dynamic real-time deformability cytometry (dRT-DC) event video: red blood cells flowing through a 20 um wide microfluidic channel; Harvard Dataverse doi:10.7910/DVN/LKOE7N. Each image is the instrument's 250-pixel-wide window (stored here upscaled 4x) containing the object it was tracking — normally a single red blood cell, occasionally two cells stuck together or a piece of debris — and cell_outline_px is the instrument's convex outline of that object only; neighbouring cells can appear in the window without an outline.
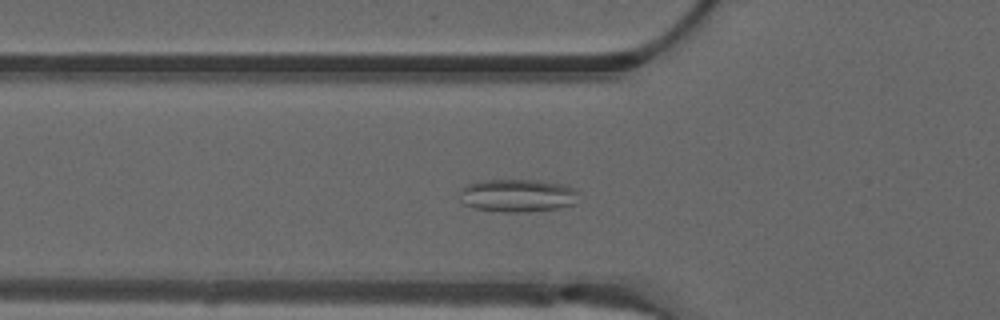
{"species": "common noctule bat (a hibernating species)", "species_latin": "Nyctalus noctula", "temperature_condition": "warm", "stored_images_in_passage": 49, "camera_frame_rate_fps": 3000, "um_per_image_px": 0.085, "animal": {"sex": "male", "forearm_length_mm": 52.5}, "frame": {"image": 1, "passage_image": 14, "time_ms": 4.333, "image_size_px": [1000, 320], "cell_outline_px": [[576, 204], [560, 208], [528, 212], [500, 212], [476, 208], [464, 204], [460, 200], [460, 188], [468, 184], [480, 180], [540, 180], [564, 184], [572, 188], [576, 192]], "centroid_in_image_um": [43.97, 16.62], "position_along_channel_um": 81.8, "area_um2": 23.0}}
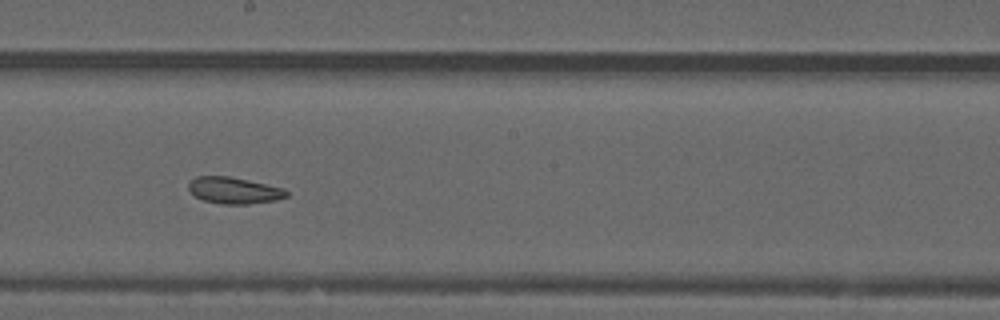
{"frame": {"image": 2, "passage_image": 25, "time_ms": 8.0, "image_size_px": [1000, 320], "cell_outline_px": [[288, 196], [276, 200], [248, 204], [220, 204], [204, 200], [196, 196], [188, 188], [188, 184], [196, 176], [228, 176], [284, 188], [288, 192]], "centroid_in_image_um": [19.9, 16.19], "position_along_channel_um": 228.3, "area_um2": 14.97}}
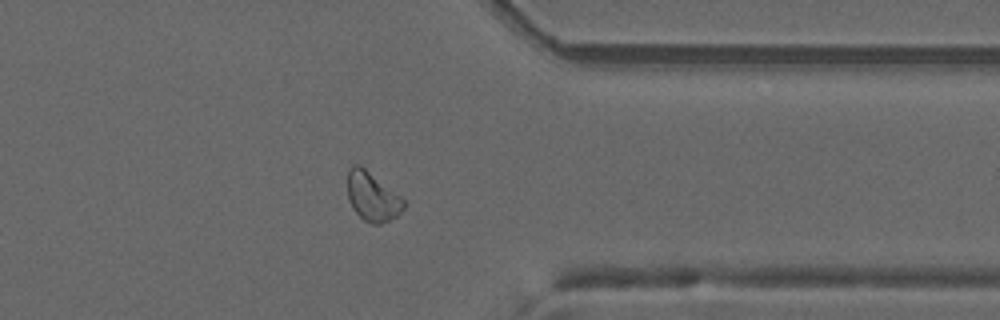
{"frame": {"image": 3, "passage_image": 37, "time_ms": 12.0, "image_size_px": [1000, 320], "cell_outline_px": [[404, 208], [396, 216], [380, 224], [372, 224], [364, 220], [352, 208], [348, 200], [348, 172], [352, 164], [360, 164], [400, 196], [404, 200]], "centroid_in_image_um": [31.62, 16.71], "position_along_channel_um": 379.8, "area_um2": 15.84}, "authors_computed_cell_mechanics": {"area_um2": 16.9932, "velocity_mm_per_s": 3.9868, "shape_relaxation_time_tau1_ms": null, "shape_relaxation_time_tau2_ms": 6.4742, "deformation_change_tau1": null, "deformation_change_tau2": 0.1502}}